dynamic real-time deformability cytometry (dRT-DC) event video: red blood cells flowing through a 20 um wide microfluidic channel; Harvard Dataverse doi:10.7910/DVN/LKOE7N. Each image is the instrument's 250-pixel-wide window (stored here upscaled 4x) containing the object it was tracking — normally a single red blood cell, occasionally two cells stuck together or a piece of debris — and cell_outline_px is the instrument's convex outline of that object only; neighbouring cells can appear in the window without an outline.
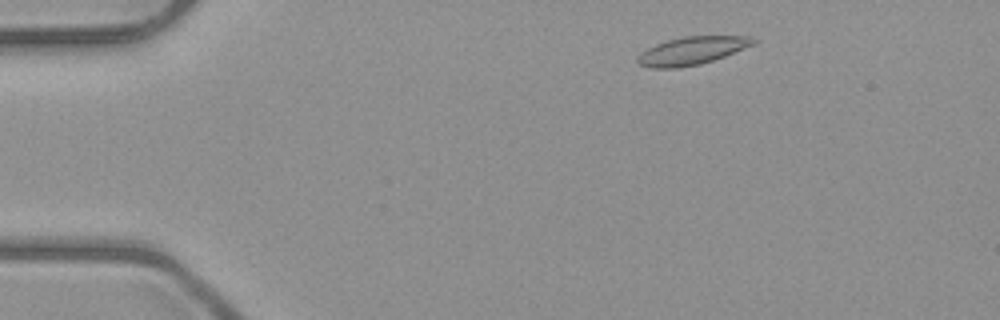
{"species": "common noctule bat (a hibernating species)", "species_latin": "Nyctalus noctula", "temperature_condition": "room temperature", "stored_images_in_passage": 3, "camera_frame_rate_fps": 3000, "um_per_image_px": 0.085, "animal": {"sex": "male", "body_mass_g": 23.1, "forearm_length_mm": 52.7}, "frame": {"image": 1, "passage_image": 1, "time_ms": 0.0, "image_size_px": [1000, 320], "cell_outline_px": [[760, 40], [756, 44], [724, 56], [700, 64], [680, 68], [652, 68], [640, 64], [636, 60], [636, 56], [640, 52], [656, 44], [668, 40], [684, 36], [748, 36]], "centroid_in_image_um": [58.83, 4.31], "position_along_channel_um": 26.2, "area_um2": 18.9}}